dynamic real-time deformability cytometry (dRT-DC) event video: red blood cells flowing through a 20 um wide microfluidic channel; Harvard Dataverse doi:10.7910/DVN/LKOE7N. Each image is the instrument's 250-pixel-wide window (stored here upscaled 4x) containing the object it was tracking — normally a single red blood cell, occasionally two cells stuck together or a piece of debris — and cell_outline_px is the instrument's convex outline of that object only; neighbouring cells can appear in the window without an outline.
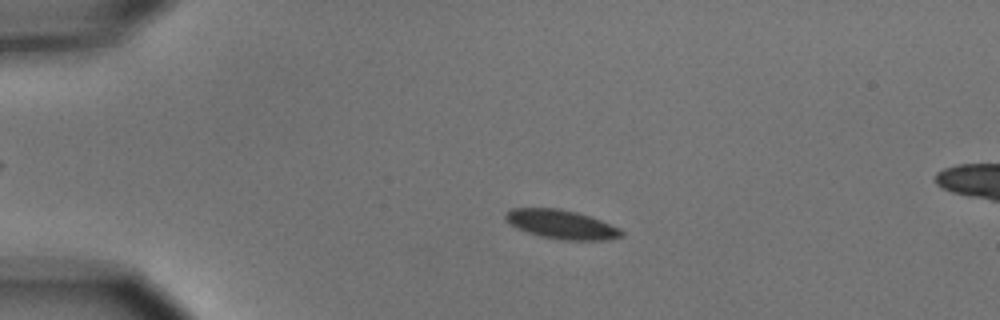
{"species": "common noctule bat (a hibernating species)", "species_latin": "Nyctalus noctula", "temperature_condition": "cold", "stored_images_in_passage": 5, "camera_frame_rate_fps": 3000, "um_per_image_px": 0.085, "animal": {"sex": "male", "body_mass_g": 15.6}, "frame": {"image": 1, "passage_image": 3, "time_ms": 2.333, "image_size_px": [1000, 320], "cell_outline_px": [[624, 236], [604, 240], [564, 240], [540, 236], [516, 228], [504, 216], [512, 208], [560, 208], [576, 212], [600, 220], [620, 228], [624, 232]], "centroid_in_image_um": [47.76, 19.08], "position_along_channel_um": 37.2, "area_um2": 19.36}}
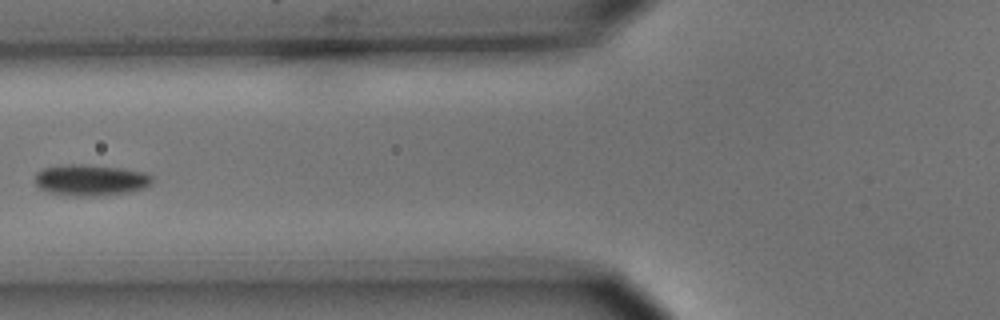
{"frame": {"image": 2, "passage_image": 5, "time_ms": 5.667, "image_size_px": [1000, 320], "cell_outline_px": [[152, 184], [144, 188], [128, 192], [92, 196], [68, 196], [52, 192], [40, 188], [36, 184], [36, 172], [44, 168], [68, 164], [84, 164], [120, 168], [144, 172], [152, 176]], "centroid_in_image_um": [7.71, 15.3], "position_along_channel_um": 118.1, "area_um2": 21.15}}